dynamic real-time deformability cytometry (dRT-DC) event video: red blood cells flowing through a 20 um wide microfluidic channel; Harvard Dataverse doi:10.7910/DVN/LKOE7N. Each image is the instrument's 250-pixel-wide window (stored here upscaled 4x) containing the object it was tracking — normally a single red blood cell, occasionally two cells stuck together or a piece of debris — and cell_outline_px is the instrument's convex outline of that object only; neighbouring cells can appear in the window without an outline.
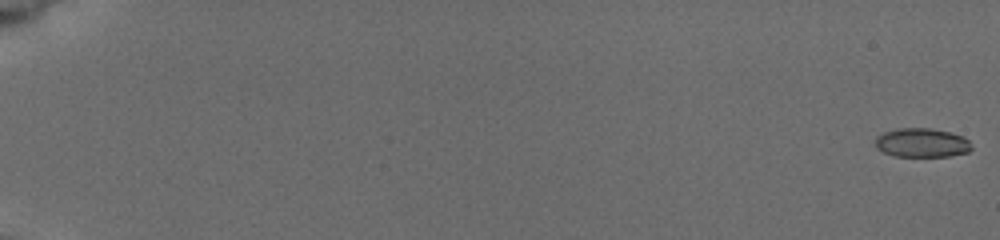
{"species": "common noctule bat (a hibernating species)", "species_latin": "Nyctalus noctula", "temperature_condition": "cold", "stored_images_in_passage": 31, "camera_frame_rate_fps": 3000, "um_per_image_px": 0.085, "animal": {"sex": "female", "body_mass_g": 19.5, "forearm_length_mm": 54.1}, "frame": {"image": 1, "passage_image": 1, "time_ms": 0.0, "image_size_px": [1000, 240], "cell_outline_px": [[972, 148], [968, 152], [948, 156], [892, 156], [876, 148], [876, 136], [884, 132], [900, 128], [928, 128], [948, 132], [964, 136], [968, 140]], "centroid_in_image_um": [78.35, 12.14], "position_along_channel_um": 6.7, "area_um2": 16.18}}
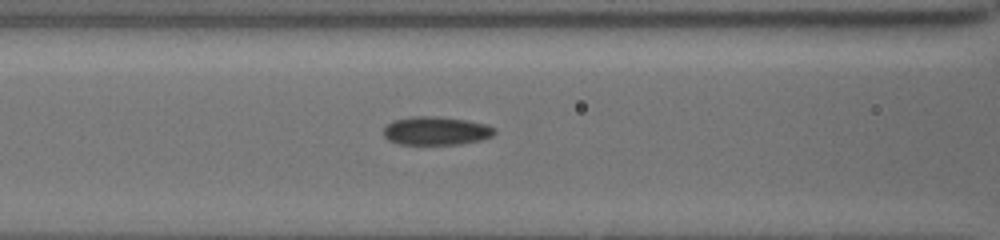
{"frame": {"image": 2, "passage_image": 22, "time_ms": 8.667, "image_size_px": [1000, 240], "cell_outline_px": [[496, 132], [492, 136], [484, 140], [460, 144], [396, 144], [388, 140], [384, 136], [384, 128], [392, 120], [412, 116], [440, 116], [468, 120], [484, 124], [496, 128]], "centroid_in_image_um": [37.08, 11.12], "position_along_channel_um": 129.5, "area_um2": 18.67}}
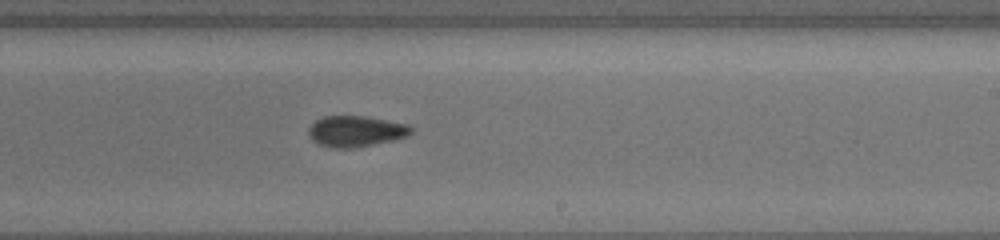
{"frame": {"image": 3, "passage_image": 31, "time_ms": 12.0, "image_size_px": [1000, 240], "cell_outline_px": [[412, 132], [408, 136], [392, 140], [356, 148], [332, 148], [320, 144], [312, 140], [308, 136], [308, 128], [316, 120], [324, 116], [364, 116], [408, 124], [412, 128]], "centroid_in_image_um": [30.23, 11.16], "position_along_channel_um": 258.8, "area_um2": 18.5}}